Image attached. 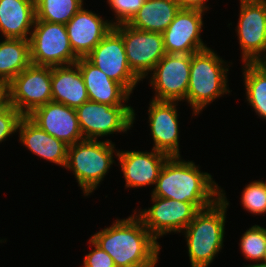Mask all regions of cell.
Returning <instances> with one entry per match:
<instances>
[{"label": "cell", "mask_w": 266, "mask_h": 267, "mask_svg": "<svg viewBox=\"0 0 266 267\" xmlns=\"http://www.w3.org/2000/svg\"><path fill=\"white\" fill-rule=\"evenodd\" d=\"M136 212L91 236L112 257L116 267H155L158 262L160 245Z\"/></svg>", "instance_id": "6da1fadb"}, {"label": "cell", "mask_w": 266, "mask_h": 267, "mask_svg": "<svg viewBox=\"0 0 266 267\" xmlns=\"http://www.w3.org/2000/svg\"><path fill=\"white\" fill-rule=\"evenodd\" d=\"M169 157L162 167L151 196L190 202L199 210L221 198V188L209 173H203L192 161Z\"/></svg>", "instance_id": "7a4b0ae2"}, {"label": "cell", "mask_w": 266, "mask_h": 267, "mask_svg": "<svg viewBox=\"0 0 266 267\" xmlns=\"http://www.w3.org/2000/svg\"><path fill=\"white\" fill-rule=\"evenodd\" d=\"M229 205L221 189V198L214 204L199 210L183 230L191 267H208L222 249L226 210Z\"/></svg>", "instance_id": "3957f363"}, {"label": "cell", "mask_w": 266, "mask_h": 267, "mask_svg": "<svg viewBox=\"0 0 266 267\" xmlns=\"http://www.w3.org/2000/svg\"><path fill=\"white\" fill-rule=\"evenodd\" d=\"M226 64L210 48L191 54L190 78L186 101L193 108V115L199 114L207 104L229 93L227 89ZM225 67V68H224Z\"/></svg>", "instance_id": "277c9868"}, {"label": "cell", "mask_w": 266, "mask_h": 267, "mask_svg": "<svg viewBox=\"0 0 266 267\" xmlns=\"http://www.w3.org/2000/svg\"><path fill=\"white\" fill-rule=\"evenodd\" d=\"M114 146L109 139H84L68 147L65 168L73 171L78 185L86 196L99 186L114 163Z\"/></svg>", "instance_id": "5b68a950"}, {"label": "cell", "mask_w": 266, "mask_h": 267, "mask_svg": "<svg viewBox=\"0 0 266 267\" xmlns=\"http://www.w3.org/2000/svg\"><path fill=\"white\" fill-rule=\"evenodd\" d=\"M33 28L29 38L31 64L55 67L74 64L79 59L64 24L35 19Z\"/></svg>", "instance_id": "8992f818"}, {"label": "cell", "mask_w": 266, "mask_h": 267, "mask_svg": "<svg viewBox=\"0 0 266 267\" xmlns=\"http://www.w3.org/2000/svg\"><path fill=\"white\" fill-rule=\"evenodd\" d=\"M6 100L23 116L52 101L51 67L30 64L7 86Z\"/></svg>", "instance_id": "52a82bcc"}, {"label": "cell", "mask_w": 266, "mask_h": 267, "mask_svg": "<svg viewBox=\"0 0 266 267\" xmlns=\"http://www.w3.org/2000/svg\"><path fill=\"white\" fill-rule=\"evenodd\" d=\"M76 113L85 140L127 132L135 120L131 106H110L90 100L77 107Z\"/></svg>", "instance_id": "ba28073f"}, {"label": "cell", "mask_w": 266, "mask_h": 267, "mask_svg": "<svg viewBox=\"0 0 266 267\" xmlns=\"http://www.w3.org/2000/svg\"><path fill=\"white\" fill-rule=\"evenodd\" d=\"M113 28L123 37L128 64L142 81L166 54L163 35L138 30L127 23Z\"/></svg>", "instance_id": "9c48e42d"}, {"label": "cell", "mask_w": 266, "mask_h": 267, "mask_svg": "<svg viewBox=\"0 0 266 267\" xmlns=\"http://www.w3.org/2000/svg\"><path fill=\"white\" fill-rule=\"evenodd\" d=\"M237 27L243 62L266 60V0H240Z\"/></svg>", "instance_id": "30bf717a"}, {"label": "cell", "mask_w": 266, "mask_h": 267, "mask_svg": "<svg viewBox=\"0 0 266 267\" xmlns=\"http://www.w3.org/2000/svg\"><path fill=\"white\" fill-rule=\"evenodd\" d=\"M85 58L110 79L120 83L130 94L141 80L131 70L123 37L114 28Z\"/></svg>", "instance_id": "8fae6325"}, {"label": "cell", "mask_w": 266, "mask_h": 267, "mask_svg": "<svg viewBox=\"0 0 266 267\" xmlns=\"http://www.w3.org/2000/svg\"><path fill=\"white\" fill-rule=\"evenodd\" d=\"M152 207L139 211L138 217L157 240L171 232H181L194 219L199 209L190 202L152 196Z\"/></svg>", "instance_id": "7c38bea8"}, {"label": "cell", "mask_w": 266, "mask_h": 267, "mask_svg": "<svg viewBox=\"0 0 266 267\" xmlns=\"http://www.w3.org/2000/svg\"><path fill=\"white\" fill-rule=\"evenodd\" d=\"M191 54H168L156 64L150 84L155 90L153 100H186L190 78Z\"/></svg>", "instance_id": "4fadbf2b"}, {"label": "cell", "mask_w": 266, "mask_h": 267, "mask_svg": "<svg viewBox=\"0 0 266 267\" xmlns=\"http://www.w3.org/2000/svg\"><path fill=\"white\" fill-rule=\"evenodd\" d=\"M204 11L180 9L162 33L164 49L168 54H193L208 48L201 39Z\"/></svg>", "instance_id": "5bb4252c"}, {"label": "cell", "mask_w": 266, "mask_h": 267, "mask_svg": "<svg viewBox=\"0 0 266 267\" xmlns=\"http://www.w3.org/2000/svg\"><path fill=\"white\" fill-rule=\"evenodd\" d=\"M27 117L68 146L84 140L75 108L51 101L34 109Z\"/></svg>", "instance_id": "9a60e30c"}, {"label": "cell", "mask_w": 266, "mask_h": 267, "mask_svg": "<svg viewBox=\"0 0 266 267\" xmlns=\"http://www.w3.org/2000/svg\"><path fill=\"white\" fill-rule=\"evenodd\" d=\"M178 101H150L149 126L154 141L153 149L170 157L179 154V128L176 109Z\"/></svg>", "instance_id": "2e32d148"}, {"label": "cell", "mask_w": 266, "mask_h": 267, "mask_svg": "<svg viewBox=\"0 0 266 267\" xmlns=\"http://www.w3.org/2000/svg\"><path fill=\"white\" fill-rule=\"evenodd\" d=\"M65 26L74 54L85 58L110 32L113 23L82 7Z\"/></svg>", "instance_id": "e0dca14e"}, {"label": "cell", "mask_w": 266, "mask_h": 267, "mask_svg": "<svg viewBox=\"0 0 266 267\" xmlns=\"http://www.w3.org/2000/svg\"><path fill=\"white\" fill-rule=\"evenodd\" d=\"M120 168L126 181V187H144L154 185L159 177L163 165L170 157L156 151H117Z\"/></svg>", "instance_id": "ac0fdd59"}, {"label": "cell", "mask_w": 266, "mask_h": 267, "mask_svg": "<svg viewBox=\"0 0 266 267\" xmlns=\"http://www.w3.org/2000/svg\"><path fill=\"white\" fill-rule=\"evenodd\" d=\"M86 86L90 101L110 106H128L130 93L118 82L110 79L86 58L76 61Z\"/></svg>", "instance_id": "d6986e66"}, {"label": "cell", "mask_w": 266, "mask_h": 267, "mask_svg": "<svg viewBox=\"0 0 266 267\" xmlns=\"http://www.w3.org/2000/svg\"><path fill=\"white\" fill-rule=\"evenodd\" d=\"M17 129H19L20 141L28 150L43 159L65 167L69 147L65 142L46 133L27 116L20 119Z\"/></svg>", "instance_id": "ffe728a7"}, {"label": "cell", "mask_w": 266, "mask_h": 267, "mask_svg": "<svg viewBox=\"0 0 266 267\" xmlns=\"http://www.w3.org/2000/svg\"><path fill=\"white\" fill-rule=\"evenodd\" d=\"M52 101L77 108L89 100L85 83L76 63L51 67Z\"/></svg>", "instance_id": "44dd1931"}, {"label": "cell", "mask_w": 266, "mask_h": 267, "mask_svg": "<svg viewBox=\"0 0 266 267\" xmlns=\"http://www.w3.org/2000/svg\"><path fill=\"white\" fill-rule=\"evenodd\" d=\"M35 19V0H0V31L4 38L29 39Z\"/></svg>", "instance_id": "7402d4cb"}, {"label": "cell", "mask_w": 266, "mask_h": 267, "mask_svg": "<svg viewBox=\"0 0 266 267\" xmlns=\"http://www.w3.org/2000/svg\"><path fill=\"white\" fill-rule=\"evenodd\" d=\"M180 9L175 0H145L127 24L138 30L162 34Z\"/></svg>", "instance_id": "603a6c76"}, {"label": "cell", "mask_w": 266, "mask_h": 267, "mask_svg": "<svg viewBox=\"0 0 266 267\" xmlns=\"http://www.w3.org/2000/svg\"><path fill=\"white\" fill-rule=\"evenodd\" d=\"M30 64L29 39L5 38L0 42V85L7 86Z\"/></svg>", "instance_id": "cb8c5ba5"}, {"label": "cell", "mask_w": 266, "mask_h": 267, "mask_svg": "<svg viewBox=\"0 0 266 267\" xmlns=\"http://www.w3.org/2000/svg\"><path fill=\"white\" fill-rule=\"evenodd\" d=\"M244 67L246 99L258 116L266 119V64L246 62Z\"/></svg>", "instance_id": "d4e9b609"}, {"label": "cell", "mask_w": 266, "mask_h": 267, "mask_svg": "<svg viewBox=\"0 0 266 267\" xmlns=\"http://www.w3.org/2000/svg\"><path fill=\"white\" fill-rule=\"evenodd\" d=\"M82 6L83 0H35L36 19L66 25Z\"/></svg>", "instance_id": "484cf974"}, {"label": "cell", "mask_w": 266, "mask_h": 267, "mask_svg": "<svg viewBox=\"0 0 266 267\" xmlns=\"http://www.w3.org/2000/svg\"><path fill=\"white\" fill-rule=\"evenodd\" d=\"M240 248L245 259L263 261L266 249V228L254 225L241 237Z\"/></svg>", "instance_id": "4316f807"}, {"label": "cell", "mask_w": 266, "mask_h": 267, "mask_svg": "<svg viewBox=\"0 0 266 267\" xmlns=\"http://www.w3.org/2000/svg\"><path fill=\"white\" fill-rule=\"evenodd\" d=\"M241 197V203L248 212L266 213V182L262 180L251 182L244 188Z\"/></svg>", "instance_id": "83f0119b"}, {"label": "cell", "mask_w": 266, "mask_h": 267, "mask_svg": "<svg viewBox=\"0 0 266 267\" xmlns=\"http://www.w3.org/2000/svg\"><path fill=\"white\" fill-rule=\"evenodd\" d=\"M23 115L7 100L0 106V143L18 129Z\"/></svg>", "instance_id": "f1b7e54d"}, {"label": "cell", "mask_w": 266, "mask_h": 267, "mask_svg": "<svg viewBox=\"0 0 266 267\" xmlns=\"http://www.w3.org/2000/svg\"><path fill=\"white\" fill-rule=\"evenodd\" d=\"M145 0H107L110 8L116 13V22L113 26L128 23L137 11L143 6Z\"/></svg>", "instance_id": "f546056e"}, {"label": "cell", "mask_w": 266, "mask_h": 267, "mask_svg": "<svg viewBox=\"0 0 266 267\" xmlns=\"http://www.w3.org/2000/svg\"><path fill=\"white\" fill-rule=\"evenodd\" d=\"M90 243L94 246V249L84 256L83 267H116L112 257L91 238L89 239Z\"/></svg>", "instance_id": "4dcf8cb0"}, {"label": "cell", "mask_w": 266, "mask_h": 267, "mask_svg": "<svg viewBox=\"0 0 266 267\" xmlns=\"http://www.w3.org/2000/svg\"><path fill=\"white\" fill-rule=\"evenodd\" d=\"M181 9H197L205 12L209 7L205 5L208 0H175Z\"/></svg>", "instance_id": "1f68e13d"}, {"label": "cell", "mask_w": 266, "mask_h": 267, "mask_svg": "<svg viewBox=\"0 0 266 267\" xmlns=\"http://www.w3.org/2000/svg\"><path fill=\"white\" fill-rule=\"evenodd\" d=\"M6 101L5 87L0 85V106Z\"/></svg>", "instance_id": "d6a6232c"}, {"label": "cell", "mask_w": 266, "mask_h": 267, "mask_svg": "<svg viewBox=\"0 0 266 267\" xmlns=\"http://www.w3.org/2000/svg\"><path fill=\"white\" fill-rule=\"evenodd\" d=\"M245 267H266V262L262 261V263L258 264H252V265H247Z\"/></svg>", "instance_id": "836d02e7"}, {"label": "cell", "mask_w": 266, "mask_h": 267, "mask_svg": "<svg viewBox=\"0 0 266 267\" xmlns=\"http://www.w3.org/2000/svg\"><path fill=\"white\" fill-rule=\"evenodd\" d=\"M263 261L266 262V249H265V254H264Z\"/></svg>", "instance_id": "e575fe53"}]
</instances>
